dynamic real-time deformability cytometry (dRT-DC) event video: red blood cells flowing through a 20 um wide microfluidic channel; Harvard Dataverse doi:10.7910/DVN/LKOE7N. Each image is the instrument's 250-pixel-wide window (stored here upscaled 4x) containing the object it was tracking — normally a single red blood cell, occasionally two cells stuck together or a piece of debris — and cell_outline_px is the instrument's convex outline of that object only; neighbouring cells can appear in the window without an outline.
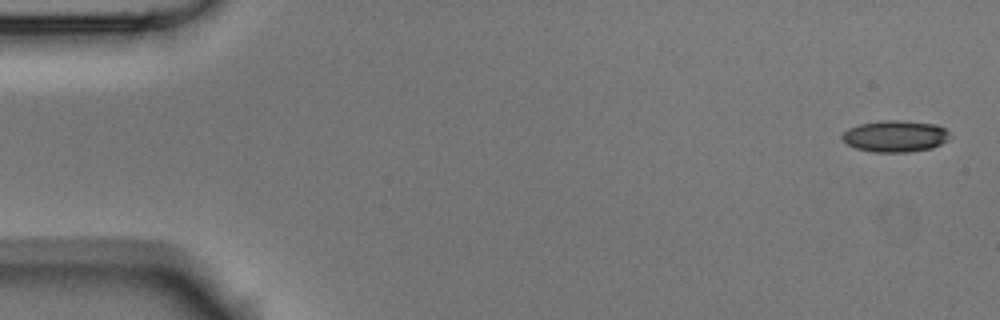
{"species": "Egyptian fruit bat (a non-hibernating species)", "species_latin": "Rousettus aegyptiacus", "temperature_condition": "room temperature", "stored_images_in_passage": 5, "camera_frame_rate_fps": 3000, "um_per_image_px": 0.085, "animal": {"sex": "male"}, "frame": {"image": 1, "passage_image": 1, "time_ms": 0.0, "image_size_px": [1000, 320], "cell_outline_px": [[952, 136], [948, 140], [932, 148], [908, 152], [872, 152], [856, 148], [848, 144], [840, 136], [848, 128], [860, 124], [884, 120], [904, 120], [936, 124], [944, 128]], "centroid_in_image_um": [76.11, 11.57], "position_along_channel_um": 8.9, "area_um2": 19.88}}
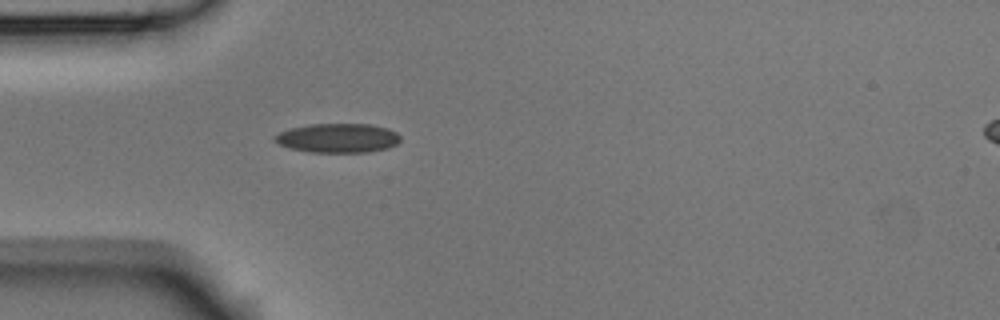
{"frame": {"image": 2, "passage_image": 5, "time_ms": 1.333, "image_size_px": [1000, 320], "cell_outline_px": [[400, 140], [396, 144], [388, 148], [368, 152], [308, 152], [292, 148], [280, 144], [272, 140], [272, 136], [288, 128], [308, 124], [372, 124], [388, 128], [396, 132], [400, 136]], "centroid_in_image_um": [28.7, 11.72], "position_along_channel_um": 56.3, "area_um2": 21.56}}